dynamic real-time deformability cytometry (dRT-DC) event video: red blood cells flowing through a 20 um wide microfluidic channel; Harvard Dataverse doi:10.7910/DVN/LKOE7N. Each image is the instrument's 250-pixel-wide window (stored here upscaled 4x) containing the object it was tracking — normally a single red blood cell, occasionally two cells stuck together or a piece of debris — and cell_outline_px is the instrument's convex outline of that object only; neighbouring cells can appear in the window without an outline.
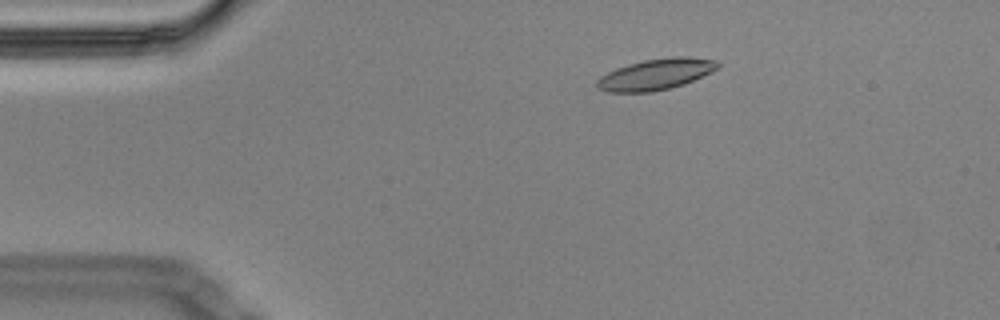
{"species": "Egyptian fruit bat (a non-hibernating species)", "species_latin": "Rousettus aegyptiacus", "temperature_condition": "cold", "stored_images_in_passage": 58, "camera_frame_rate_fps": 3000, "um_per_image_px": 0.085, "animal": {"sex": "male"}, "frame": {"image": 1, "passage_image": 10, "time_ms": 3.0, "image_size_px": [1000, 320], "cell_outline_px": [[720, 68], [712, 72], [684, 84], [652, 92], [608, 92], [596, 88], [596, 80], [600, 76], [616, 68], [628, 64], [644, 60], [668, 56], [688, 56], [716, 60], [720, 64]], "centroid_in_image_um": [55.75, 6.3], "position_along_channel_um": 29.2, "area_um2": 22.08}}
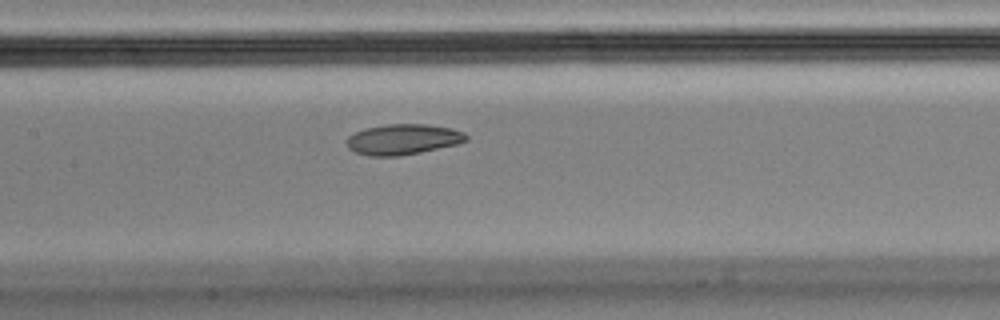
{"frame": {"image": 2, "passage_image": 27, "time_ms": 8.667, "image_size_px": [1000, 320], "cell_outline_px": [[468, 140], [456, 144], [420, 152], [400, 156], [368, 156], [356, 152], [348, 148], [348, 136], [364, 128], [388, 124], [428, 124], [452, 128], [464, 132], [468, 136]], "centroid_in_image_um": [34.27, 11.84], "position_along_channel_um": 173.1, "area_um2": 21.21}}
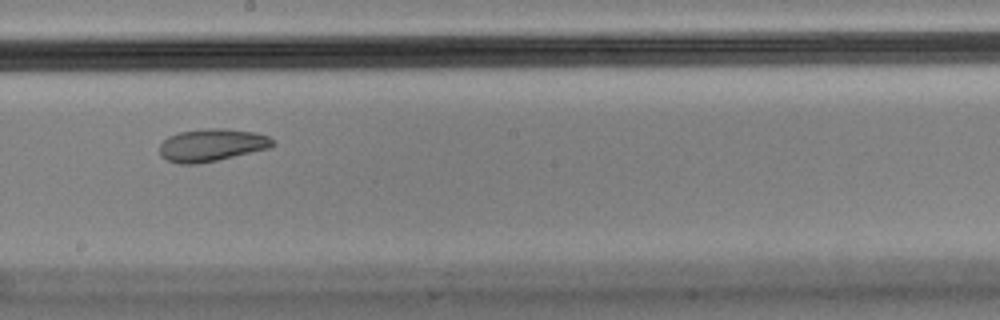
{"frame": {"image": 3, "passage_image": 32, "time_ms": 10.333, "image_size_px": [1000, 320], "cell_outline_px": [[276, 144], [268, 148], [216, 160], [196, 164], [180, 164], [168, 160], [160, 156], [160, 144], [168, 136], [180, 132], [200, 128], [228, 128], [256, 132], [268, 136]], "centroid_in_image_um": [17.98, 12.31], "position_along_channel_um": 230.2, "area_um2": 21.44}, "authors_computed_cell_mechanics": {"area_um2": 21.964, "velocity_mm_per_s": 3.4348, "shape_relaxation_time_tau1_ms": null, "shape_relaxation_time_tau2_ms": 2.9129, "deformation_change_tau1": null, "deformation_change_tau2": 0.0736}}